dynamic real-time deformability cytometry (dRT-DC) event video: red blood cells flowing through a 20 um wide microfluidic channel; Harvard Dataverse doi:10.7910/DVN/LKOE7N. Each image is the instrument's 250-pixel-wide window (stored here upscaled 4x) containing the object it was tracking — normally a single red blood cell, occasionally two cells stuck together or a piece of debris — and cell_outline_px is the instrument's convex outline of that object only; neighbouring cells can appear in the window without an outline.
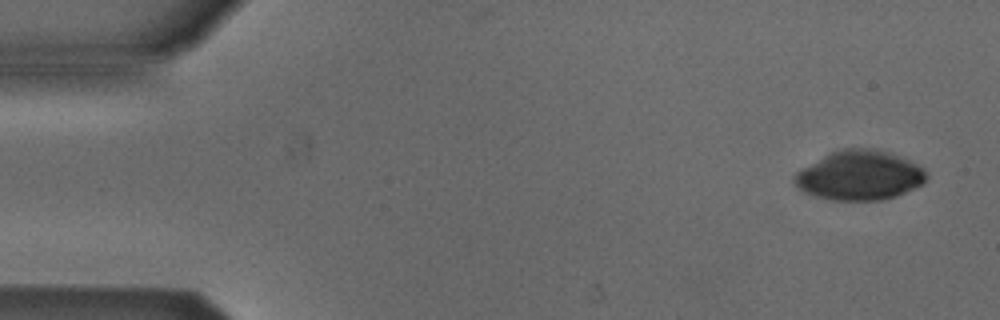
{"species": "Egyptian fruit bat (a non-hibernating species)", "species_latin": "Rousettus aegyptiacus", "temperature_condition": "cold", "stored_images_in_passage": 5, "camera_frame_rate_fps": 3000, "um_per_image_px": 0.085, "animal": {"sex": "male"}, "frame": {"image": 1, "passage_image": 1, "time_ms": 0.0, "image_size_px": [1000, 320], "cell_outline_px": [[928, 176], [924, 184], [896, 196], [880, 200], [832, 200], [816, 196], [800, 188], [796, 184], [796, 172], [828, 152], [840, 148], [872, 148], [888, 152], [908, 160], [924, 168]], "centroid_in_image_um": [73.1, 14.89], "position_along_channel_um": 11.9, "area_um2": 37.86}}